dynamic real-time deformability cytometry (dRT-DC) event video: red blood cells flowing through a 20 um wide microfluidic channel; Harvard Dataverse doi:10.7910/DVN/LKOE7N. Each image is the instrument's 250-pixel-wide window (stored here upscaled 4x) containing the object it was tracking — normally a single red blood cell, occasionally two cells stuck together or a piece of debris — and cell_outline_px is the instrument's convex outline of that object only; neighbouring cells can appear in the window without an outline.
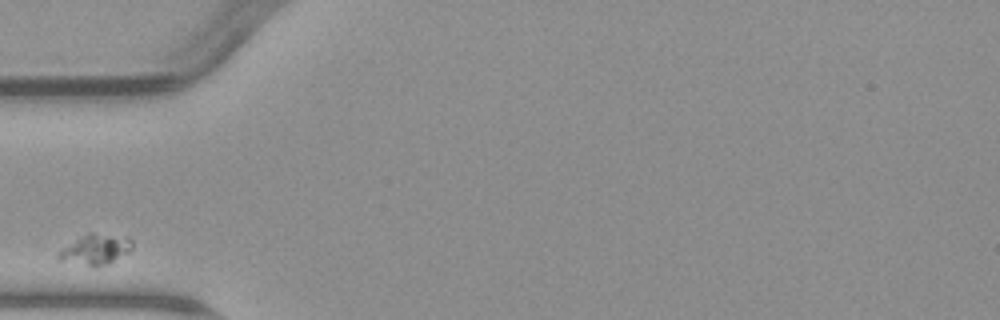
{"species": "common noctule bat (a hibernating species)", "species_latin": "Nyctalus noctula", "temperature_condition": "warm", "stored_images_in_passage": 3, "camera_frame_rate_fps": 3000, "um_per_image_px": 0.085, "animal": {"sex": "male", "body_mass_g": 23.1, "forearm_length_mm": 52.7}, "frame": {"image": 1, "passage_image": 1, "time_ms": 0.0, "image_size_px": [1000, 320], "cell_outline_px": [[132, 248], [128, 252], [108, 264], [88, 264], [56, 260], [56, 252], [60, 248], [88, 232], [92, 232], [132, 240]], "centroid_in_image_um": [8.02, 21.18], "position_along_channel_um": 77.0, "area_um2": 12.54}}
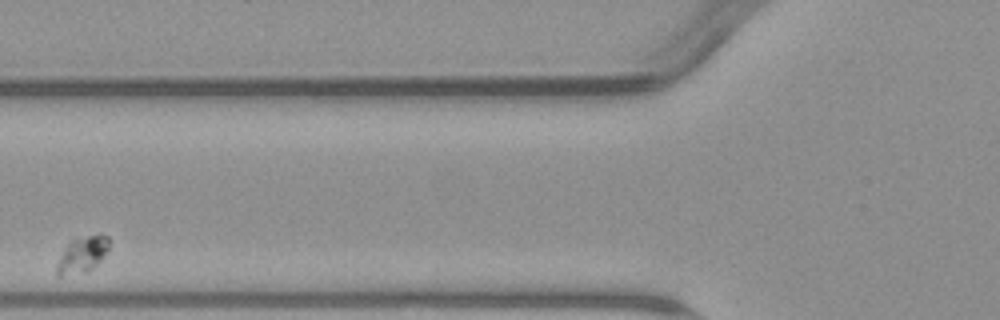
{"frame": {"image": 2, "passage_image": 2, "time_ms": 1.333, "image_size_px": [1000, 320], "cell_outline_px": [[108, 252], [92, 268], [84, 272], [60, 276], [56, 276], [56, 264], [64, 248], [72, 240], [88, 236], [108, 236]], "centroid_in_image_um": [6.95, 21.67], "position_along_channel_um": 118.8, "area_um2": 10.64}}